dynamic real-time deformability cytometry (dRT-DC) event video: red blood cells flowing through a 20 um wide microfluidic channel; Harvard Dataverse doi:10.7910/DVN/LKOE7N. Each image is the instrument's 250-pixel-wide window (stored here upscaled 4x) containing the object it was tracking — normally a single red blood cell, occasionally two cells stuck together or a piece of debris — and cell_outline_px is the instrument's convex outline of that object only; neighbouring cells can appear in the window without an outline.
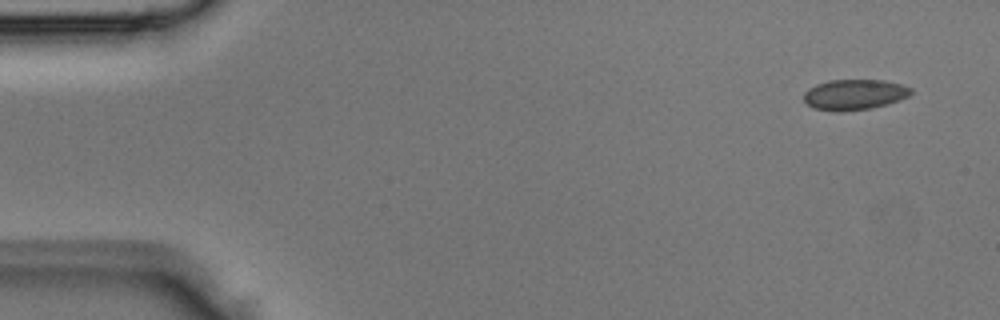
{"species": "Egyptian fruit bat (a non-hibernating species)", "species_latin": "Rousettus aegyptiacus", "temperature_condition": "room temperature", "stored_images_in_passage": 4, "camera_frame_rate_fps": 3000, "um_per_image_px": 0.085, "animal": {"sex": "male"}, "frame": {"image": 1, "passage_image": 1, "time_ms": 0.0, "image_size_px": [1000, 320], "cell_outline_px": [[912, 92], [908, 96], [900, 100], [888, 104], [872, 108], [840, 112], [812, 108], [804, 100], [804, 92], [808, 88], [816, 84], [828, 80], [884, 80], [900, 84], [912, 88]], "centroid_in_image_um": [72.61, 8.04], "position_along_channel_um": 12.4, "area_um2": 19.19}}
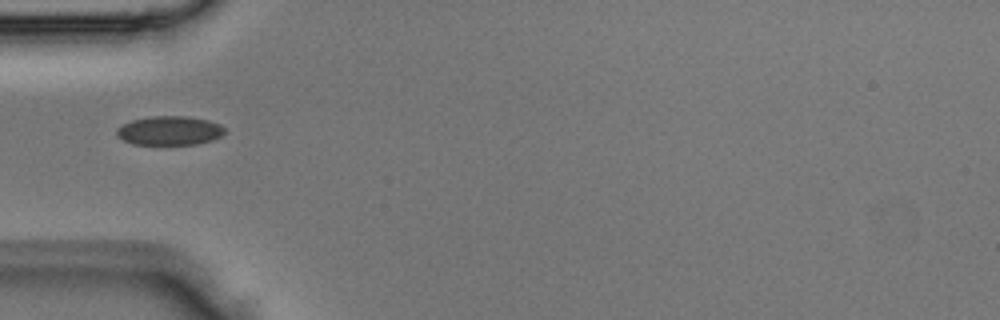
{"frame": {"image": 2, "passage_image": 4, "time_ms": 1.0, "image_size_px": [1000, 320], "cell_outline_px": [[224, 132], [220, 136], [212, 140], [196, 144], [132, 144], [116, 136], [116, 128], [132, 120], [152, 116], [184, 116], [208, 120], [220, 124], [224, 128]], "centroid_in_image_um": [14.39, 11.1], "position_along_channel_um": 70.6, "area_um2": 18.15}}